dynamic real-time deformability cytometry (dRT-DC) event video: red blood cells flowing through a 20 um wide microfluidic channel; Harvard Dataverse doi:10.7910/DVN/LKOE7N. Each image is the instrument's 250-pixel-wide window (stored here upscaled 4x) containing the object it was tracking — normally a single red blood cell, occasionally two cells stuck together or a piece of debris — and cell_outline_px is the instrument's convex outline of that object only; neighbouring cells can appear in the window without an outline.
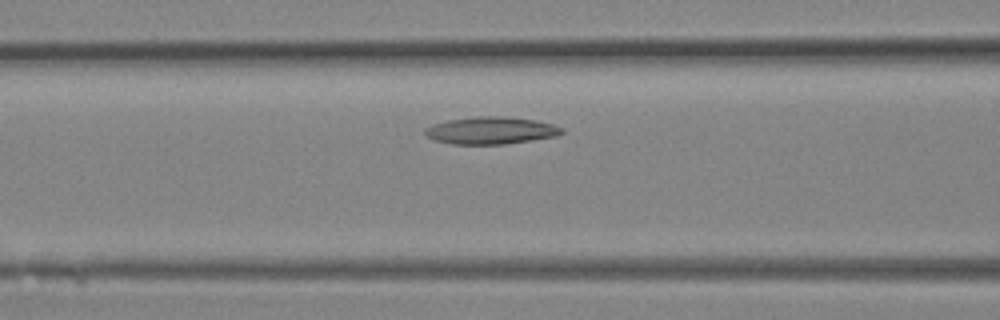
{"species": "Egyptian fruit bat (a non-hibernating species)", "species_latin": "Rousettus aegyptiacus", "temperature_condition": "room temperature", "stored_images_in_passage": 14, "camera_frame_rate_fps": 3000, "um_per_image_px": 0.085, "animal": {"sex": "female"}, "frame": {"image": 1, "passage_image": 8, "time_ms": 2.333, "image_size_px": [1000, 320], "cell_outline_px": [[564, 132], [556, 136], [532, 140], [504, 144], [452, 144], [436, 140], [428, 136], [424, 132], [424, 128], [432, 124], [448, 120], [476, 116], [504, 116], [536, 120], [552, 124], [564, 128]], "centroid_in_image_um": [41.74, 11.08], "position_along_channel_um": 124.9, "area_um2": 21.73}}
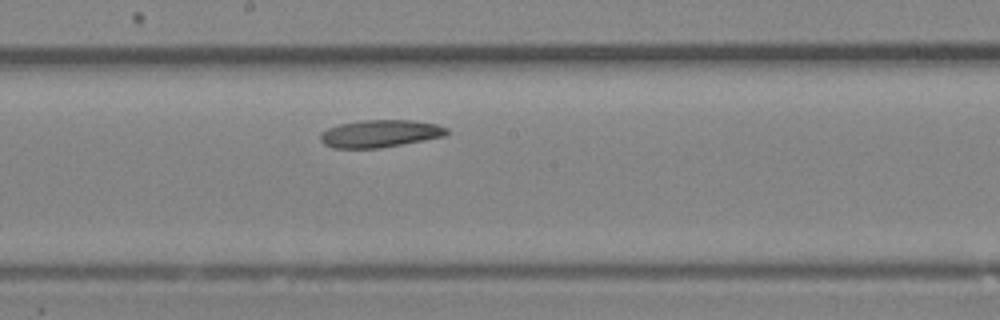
{"frame": {"image": 2, "passage_image": 12, "time_ms": 3.667, "image_size_px": [1000, 320], "cell_outline_px": [[448, 132], [444, 136], [424, 140], [380, 148], [332, 148], [324, 144], [320, 140], [320, 136], [328, 128], [340, 124], [360, 120], [412, 120], [436, 124], [448, 128]], "centroid_in_image_um": [32.3, 11.35], "position_along_channel_um": 215.9, "area_um2": 20.11}}
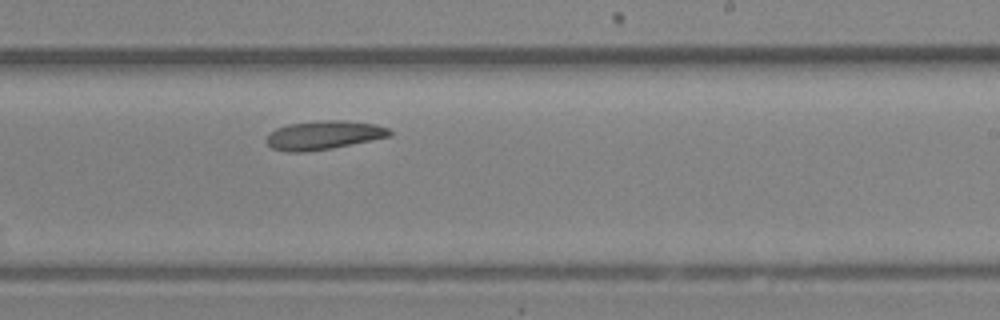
{"frame": {"image": 3, "passage_image": 14, "time_ms": 4.333, "image_size_px": [1000, 320], "cell_outline_px": [[392, 136], [332, 148], [304, 152], [288, 152], [272, 148], [264, 140], [268, 132], [276, 128], [288, 124], [320, 120], [344, 120], [376, 124], [388, 128], [392, 132]], "centroid_in_image_um": [27.49, 11.48], "position_along_channel_um": 261.5, "area_um2": 20.87}}